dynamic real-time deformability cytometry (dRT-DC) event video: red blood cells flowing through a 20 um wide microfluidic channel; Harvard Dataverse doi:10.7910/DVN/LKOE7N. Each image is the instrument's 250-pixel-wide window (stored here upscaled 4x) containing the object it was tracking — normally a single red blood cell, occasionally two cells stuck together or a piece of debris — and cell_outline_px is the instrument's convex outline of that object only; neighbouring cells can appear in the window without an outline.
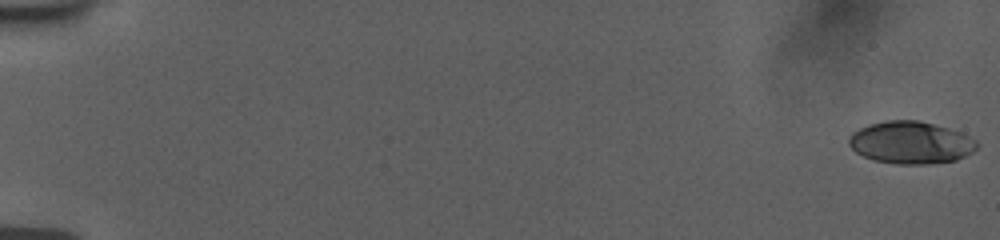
{"species": "human", "species_latin": "Homo sapiens", "temperature_condition": "room temperature", "stored_images_in_passage": 56, "camera_frame_rate_fps": 3000, "um_per_image_px": 0.085, "donor": {"sex": "female"}, "frame": {"image": 1, "passage_image": 1, "time_ms": 0.0, "image_size_px": [1000, 240], "cell_outline_px": [[980, 144], [972, 152], [956, 160], [928, 164], [896, 164], [872, 160], [856, 152], [848, 144], [848, 140], [852, 132], [868, 124], [884, 120], [920, 120], [948, 128], [960, 132], [976, 140]], "centroid_in_image_um": [77.4, 12.11], "position_along_channel_um": 7.6, "area_um2": 31.73}}
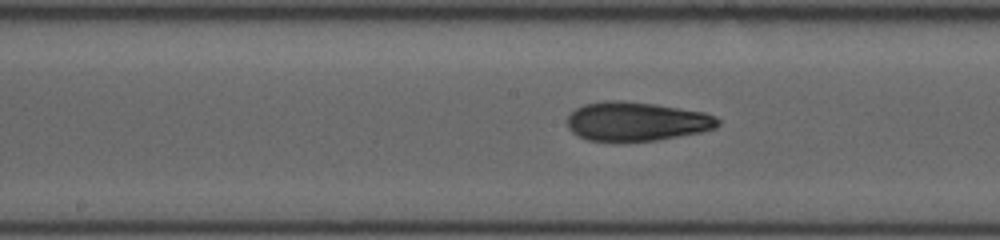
{"frame": {"image": 2, "passage_image": 31, "time_ms": 10.0, "image_size_px": [1000, 240], "cell_outline_px": [[720, 124], [716, 128], [700, 132], [656, 140], [616, 144], [588, 140], [576, 136], [568, 128], [568, 116], [576, 108], [584, 104], [604, 100], [620, 100], [656, 104], [704, 112], [716, 116], [720, 120]], "centroid_in_image_um": [54.07, 10.35], "position_along_channel_um": 194.1, "area_um2": 35.08}}
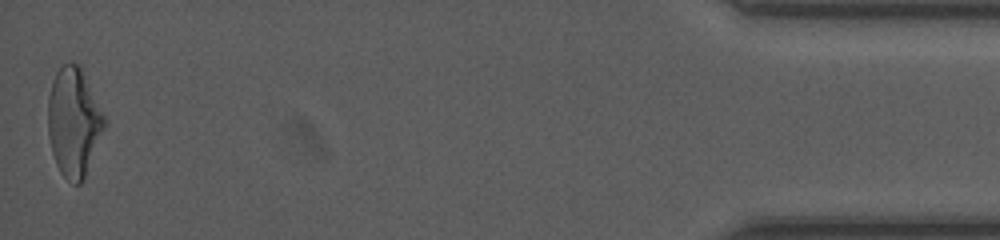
{"frame": {"image": 3, "passage_image": 56, "time_ms": 18.333, "image_size_px": [1000, 240], "cell_outline_px": [[104, 128], [84, 180], [80, 184], [72, 184], [60, 172], [56, 164], [52, 152], [48, 136], [48, 96], [52, 80], [56, 72], [68, 60], [80, 64], [104, 116]], "centroid_in_image_um": [6.24, 10.37], "position_along_channel_um": 429.0, "area_um2": 35.72}, "authors_computed_cell_mechanics": {"area_um2": 33.4084, "velocity_mm_per_s": 3.7912, "shape_relaxation_time_tau1_ms": 6.2956, "shape_relaxation_time_tau2_ms": 1.6903, "deformation_change_tau1": 0.2212, "deformation_change_tau2": 0.0943}}